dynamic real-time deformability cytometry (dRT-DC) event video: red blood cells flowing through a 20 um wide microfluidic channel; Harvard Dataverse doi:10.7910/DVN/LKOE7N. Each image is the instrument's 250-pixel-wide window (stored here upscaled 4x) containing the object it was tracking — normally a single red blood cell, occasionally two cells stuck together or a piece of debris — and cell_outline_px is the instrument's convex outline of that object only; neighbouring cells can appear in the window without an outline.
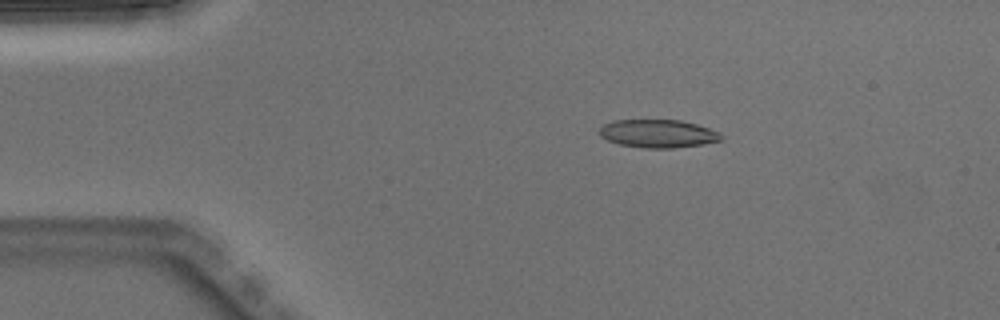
{"species": "Egyptian fruit bat (a non-hibernating species)", "species_latin": "Rousettus aegyptiacus", "temperature_condition": "warm", "stored_images_in_passage": 3, "camera_frame_rate_fps": 3000, "um_per_image_px": 0.085, "animal": {"sex": "male"}, "frame": {"image": 1, "passage_image": 2, "time_ms": 0.333, "image_size_px": [1000, 320], "cell_outline_px": [[724, 140], [704, 144], [672, 148], [644, 148], [620, 144], [608, 140], [600, 136], [600, 128], [604, 124], [612, 120], [680, 120], [696, 124], [720, 132], [724, 136]], "centroid_in_image_um": [55.97, 11.36], "position_along_channel_um": 29.0, "area_um2": 20.0}}
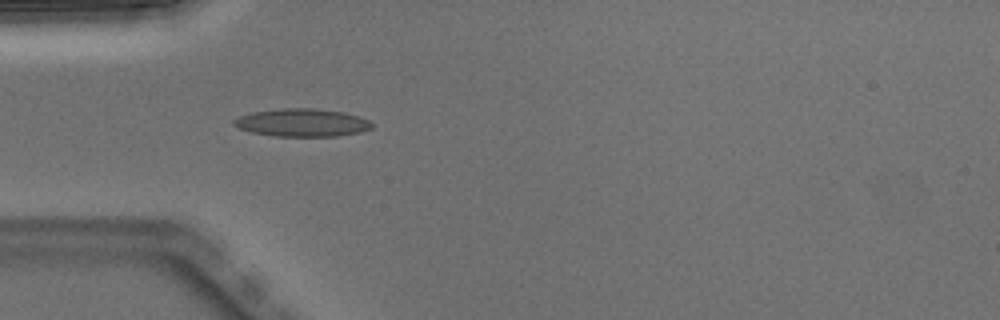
{"frame": {"image": 2, "passage_image": 3, "time_ms": 0.667, "image_size_px": [1000, 320], "cell_outline_px": [[372, 128], [360, 132], [336, 136], [276, 136], [252, 132], [240, 128], [232, 124], [232, 120], [240, 116], [252, 112], [280, 108], [316, 108], [344, 112], [360, 116], [368, 120], [372, 124]], "centroid_in_image_um": [25.68, 10.41], "position_along_channel_um": 59.3, "area_um2": 22.43}}